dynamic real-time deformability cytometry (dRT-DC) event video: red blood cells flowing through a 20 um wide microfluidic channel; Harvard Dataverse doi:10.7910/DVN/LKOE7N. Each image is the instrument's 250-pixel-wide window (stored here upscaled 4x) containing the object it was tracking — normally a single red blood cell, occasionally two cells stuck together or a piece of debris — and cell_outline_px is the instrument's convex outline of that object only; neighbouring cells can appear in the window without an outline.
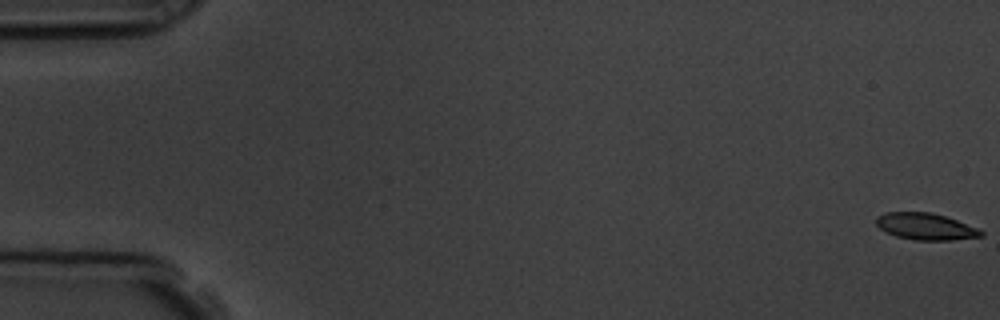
{"species": "common noctule bat (a hibernating species)", "species_latin": "Nyctalus noctula", "temperature_condition": "room temperature", "stored_images_in_passage": 56, "camera_frame_rate_fps": 3000, "um_per_image_px": 0.085, "animal": {"sex": "male", "body_mass_g": 19.5, "forearm_length_mm": 54.6}, "frame": {"image": 1, "passage_image": 1, "time_ms": 0.0, "image_size_px": [1000, 320], "cell_outline_px": [[984, 236], [952, 240], [916, 240], [896, 236], [880, 228], [876, 224], [876, 216], [888, 212], [932, 212], [956, 220], [976, 228], [984, 232]], "centroid_in_image_um": [78.67, 19.25], "position_along_channel_um": 6.3, "area_um2": 16.13}}
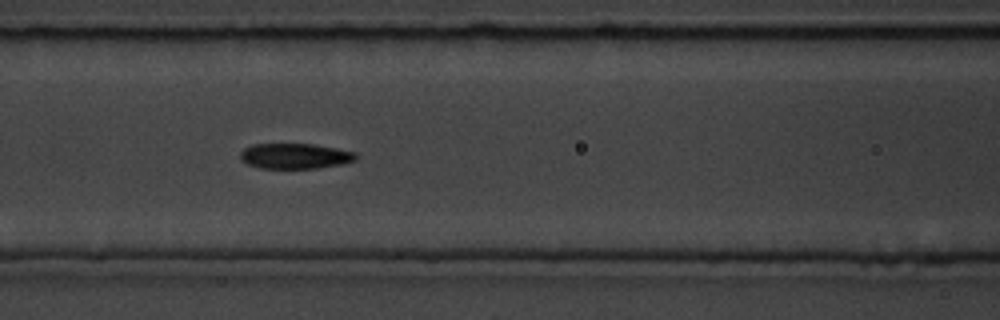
{"frame": {"image": 2, "passage_image": 24, "time_ms": 7.667, "image_size_px": [1000, 320], "cell_outline_px": [[356, 160], [344, 164], [316, 168], [260, 168], [248, 164], [240, 160], [240, 152], [244, 148], [252, 144], [316, 144], [356, 152]], "centroid_in_image_um": [25.08, 13.26], "position_along_channel_um": 141.5, "area_um2": 17.22}}
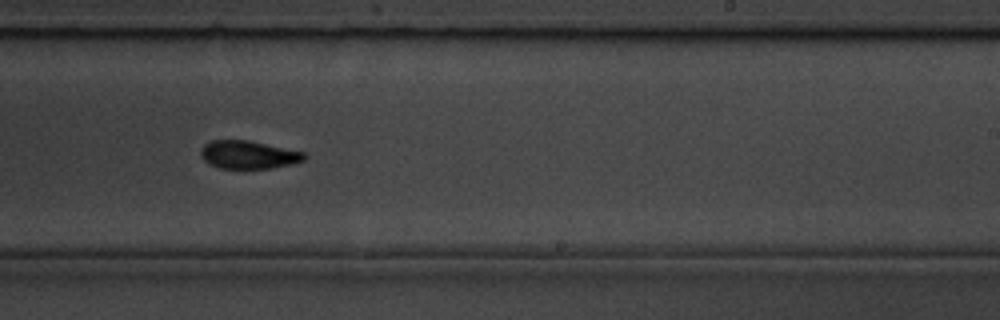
{"frame": {"image": 3, "passage_image": 34, "time_ms": 11.0, "image_size_px": [1000, 320], "cell_outline_px": [[308, 156], [304, 160], [292, 164], [272, 168], [220, 168], [208, 164], [200, 156], [200, 148], [208, 140], [248, 140], [304, 152]], "centroid_in_image_um": [21.08, 13.15], "position_along_channel_um": 267.9, "area_um2": 17.05}}